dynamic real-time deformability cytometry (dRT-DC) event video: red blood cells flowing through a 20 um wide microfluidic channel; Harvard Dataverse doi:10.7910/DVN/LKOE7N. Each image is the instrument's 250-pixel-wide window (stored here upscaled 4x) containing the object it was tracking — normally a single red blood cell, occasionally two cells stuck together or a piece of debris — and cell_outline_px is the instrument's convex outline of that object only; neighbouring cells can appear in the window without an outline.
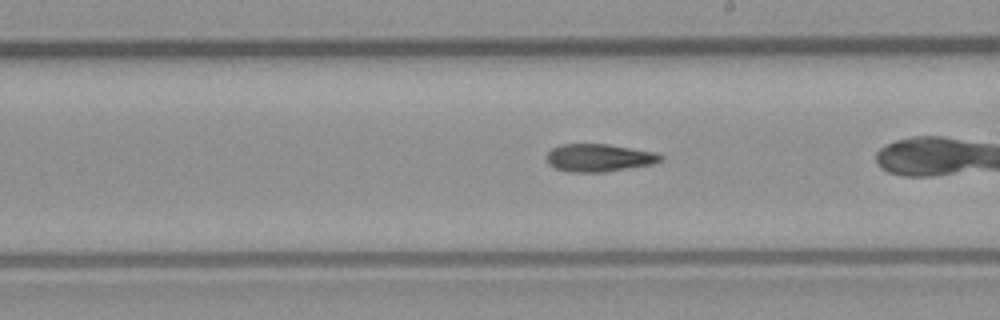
{"species": "common noctule bat (a hibernating species)", "species_latin": "Nyctalus noctula", "temperature_condition": "room temperature", "stored_images_in_passage": 27, "camera_frame_rate_fps": 3000, "um_per_image_px": 0.085, "animal": {"sex": "male", "body_mass_g": 23.1, "forearm_length_mm": 52.7}, "frame": {"image": 1, "passage_image": 16, "time_ms": 5.0, "image_size_px": [1000, 320], "cell_outline_px": [[664, 160], [652, 164], [604, 172], [568, 172], [556, 168], [548, 164], [544, 156], [552, 148], [560, 144], [608, 144], [660, 152], [664, 156]], "centroid_in_image_um": [50.94, 13.4], "position_along_channel_um": 238.1, "area_um2": 18.79}}